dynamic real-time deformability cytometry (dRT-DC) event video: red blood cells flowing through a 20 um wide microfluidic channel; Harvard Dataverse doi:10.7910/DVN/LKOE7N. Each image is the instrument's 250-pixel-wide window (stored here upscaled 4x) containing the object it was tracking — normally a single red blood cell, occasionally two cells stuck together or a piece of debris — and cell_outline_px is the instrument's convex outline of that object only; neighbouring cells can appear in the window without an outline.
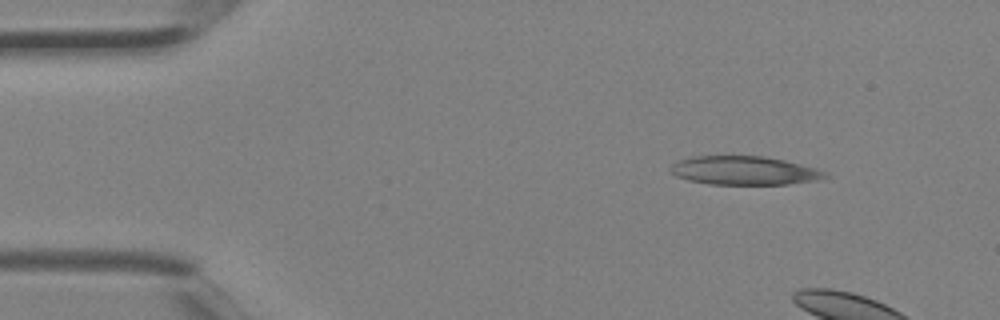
{"species": "Egyptian fruit bat (a non-hibernating species)", "species_latin": "Rousettus aegyptiacus", "temperature_condition": "room temperature", "stored_images_in_passage": 5, "camera_frame_rate_fps": 3000, "um_per_image_px": 0.085, "animal": {"sex": "female"}, "frame": {"image": 1, "passage_image": 2, "time_ms": 0.333, "image_size_px": [1000, 320], "cell_outline_px": [[832, 176], [820, 180], [788, 184], [708, 184], [688, 180], [676, 176], [668, 168], [672, 164], [680, 160], [692, 156], [764, 156], [784, 160], [816, 168]], "centroid_in_image_um": [63.28, 14.5], "position_along_channel_um": 21.7, "area_um2": 25.89}}
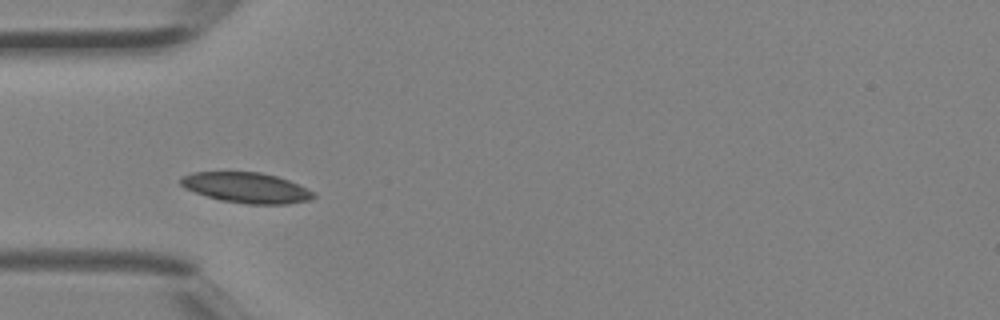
{"frame": {"image": 2, "passage_image": 5, "time_ms": 1.333, "image_size_px": [1000, 320], "cell_outline_px": [[316, 196], [308, 200], [288, 204], [244, 204], [220, 200], [184, 188], [180, 184], [180, 176], [192, 172], [260, 172], [276, 176], [288, 180], [316, 192]], "centroid_in_image_um": [20.94, 15.95], "position_along_channel_um": 64.1, "area_um2": 23.58}}